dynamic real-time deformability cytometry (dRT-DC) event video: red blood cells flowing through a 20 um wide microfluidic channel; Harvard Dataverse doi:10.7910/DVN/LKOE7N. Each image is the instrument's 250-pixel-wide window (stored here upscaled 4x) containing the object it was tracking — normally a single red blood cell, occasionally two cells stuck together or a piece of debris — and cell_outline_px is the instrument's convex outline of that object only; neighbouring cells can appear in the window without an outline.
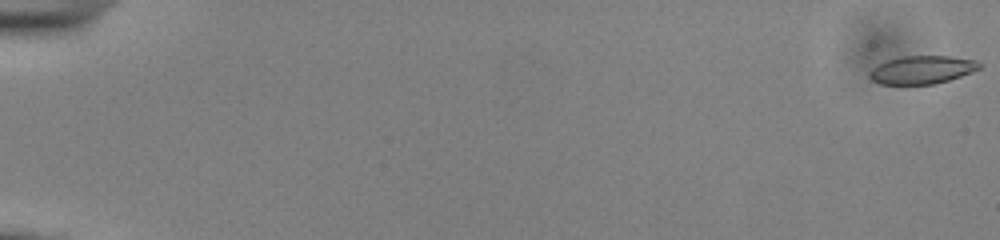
{"species": "common noctule bat (a hibernating species)", "species_latin": "Nyctalus noctula", "temperature_condition": "cold", "stored_images_in_passage": 13, "camera_frame_rate_fps": 3000, "um_per_image_px": 0.085, "animal": {"sex": "male", "body_mass_g": 13.0, "forearm_length_mm": 53.1}, "frame": {"image": 1, "passage_image": 1, "time_ms": 0.0, "image_size_px": [1000, 240], "cell_outline_px": [[984, 64], [980, 68], [972, 72], [936, 84], [880, 84], [872, 80], [872, 68], [884, 60], [900, 56], [952, 56], [976, 60]], "centroid_in_image_um": [78.42, 5.91], "position_along_channel_um": 6.6, "area_um2": 18.03}}